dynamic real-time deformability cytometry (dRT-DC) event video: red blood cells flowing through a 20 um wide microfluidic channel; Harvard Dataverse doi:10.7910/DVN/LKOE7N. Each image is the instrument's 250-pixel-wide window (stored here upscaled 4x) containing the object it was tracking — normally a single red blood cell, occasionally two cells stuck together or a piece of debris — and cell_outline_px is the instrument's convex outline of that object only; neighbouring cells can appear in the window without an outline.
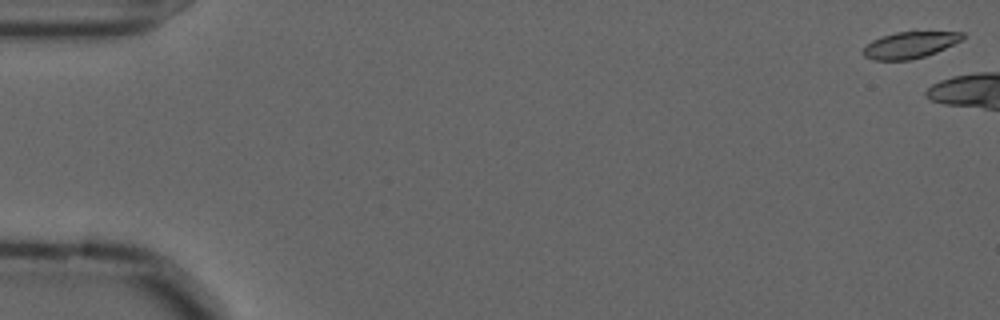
{"species": "common noctule bat (a hibernating species)", "species_latin": "Nyctalus noctula", "temperature_condition": "cold", "stored_images_in_passage": 8, "camera_frame_rate_fps": 3000, "um_per_image_px": 0.085, "animal": {"sex": "male", "forearm_length_mm": 52.5}, "frame": {"image": 1, "passage_image": 1, "time_ms": 0.0, "image_size_px": [1000, 320], "cell_outline_px": [[964, 36], [960, 40], [936, 52], [924, 56], [908, 60], [872, 60], [864, 56], [860, 52], [872, 40], [896, 32], [964, 32]], "centroid_in_image_um": [77.28, 3.83], "position_along_channel_um": 7.7, "area_um2": 15.03}}